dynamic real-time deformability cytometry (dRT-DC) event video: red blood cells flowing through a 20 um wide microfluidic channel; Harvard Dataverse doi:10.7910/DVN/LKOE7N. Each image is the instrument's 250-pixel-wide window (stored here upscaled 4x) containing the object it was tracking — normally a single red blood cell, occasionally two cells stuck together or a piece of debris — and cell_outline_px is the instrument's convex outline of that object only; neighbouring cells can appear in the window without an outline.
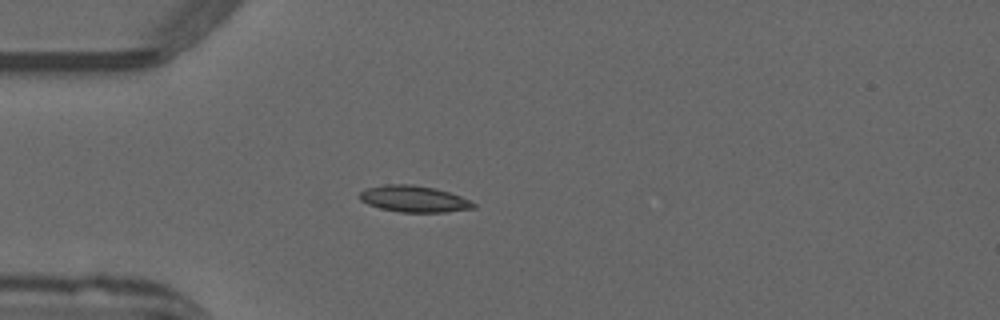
{"species": "common noctule bat (a hibernating species)", "species_latin": "Nyctalus noctula", "temperature_condition": "warm", "stored_images_in_passage": 5, "camera_frame_rate_fps": 3000, "um_per_image_px": 0.085, "animal": {"sex": "male", "forearm_length_mm": 52.5}, "frame": {"image": 1, "passage_image": 1, "time_ms": 0.0, "image_size_px": [1000, 320], "cell_outline_px": [[476, 208], [444, 212], [400, 212], [380, 208], [368, 204], [360, 200], [360, 192], [368, 188], [384, 184], [412, 184], [436, 188], [460, 196], [476, 204]], "centroid_in_image_um": [35.19, 16.9], "position_along_channel_um": 49.8, "area_um2": 17.46}}